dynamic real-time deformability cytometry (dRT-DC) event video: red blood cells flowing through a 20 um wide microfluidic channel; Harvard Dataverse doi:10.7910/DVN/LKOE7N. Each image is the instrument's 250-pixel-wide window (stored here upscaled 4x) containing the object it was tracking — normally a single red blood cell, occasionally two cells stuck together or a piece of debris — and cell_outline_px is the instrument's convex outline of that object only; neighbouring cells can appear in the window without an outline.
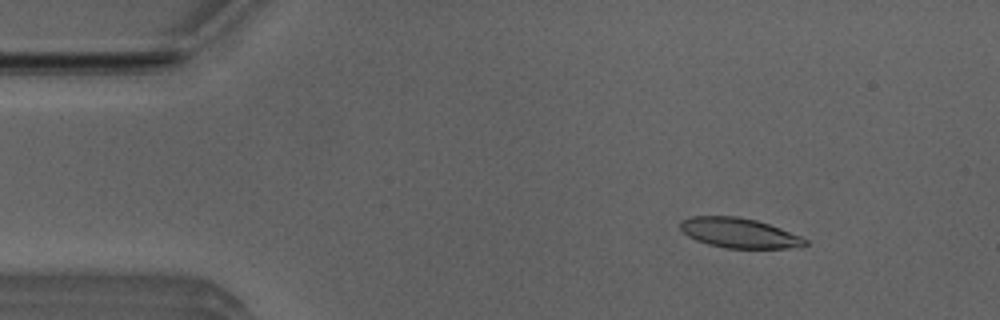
{"species": "Egyptian fruit bat (a non-hibernating species)", "species_latin": "Rousettus aegyptiacus", "temperature_condition": "room temperature", "stored_images_in_passage": 51, "camera_frame_rate_fps": 3000, "um_per_image_px": 0.085, "animal": {"sex": "male"}, "frame": {"image": 1, "passage_image": 6, "time_ms": 1.667, "image_size_px": [1000, 320], "cell_outline_px": [[808, 244], [804, 248], [724, 248], [708, 244], [696, 240], [688, 236], [680, 228], [680, 220], [692, 216], [736, 216], [756, 220], [780, 228], [800, 236], [808, 240]], "centroid_in_image_um": [62.85, 19.81], "position_along_channel_um": 22.2, "area_um2": 21.85}}
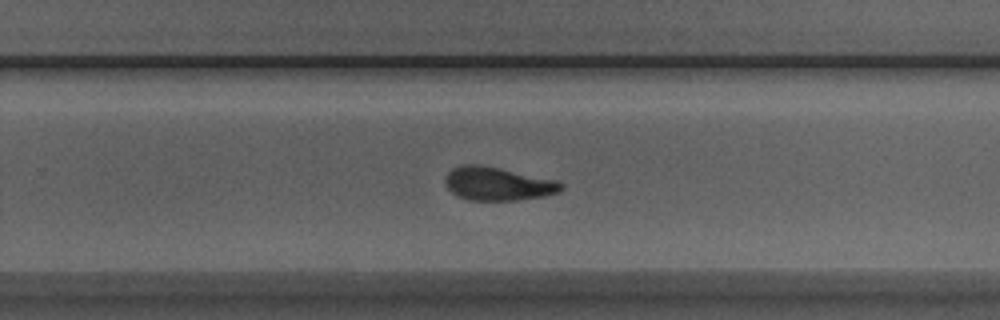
{"frame": {"image": 2, "passage_image": 32, "time_ms": 10.333, "image_size_px": [1000, 320], "cell_outline_px": [[564, 188], [560, 192], [544, 196], [516, 200], [468, 200], [452, 192], [444, 184], [444, 176], [452, 168], [464, 164], [476, 164], [500, 168], [556, 180], [564, 184]], "centroid_in_image_um": [42.31, 15.61], "position_along_channel_um": 287.5, "area_um2": 22.6}}
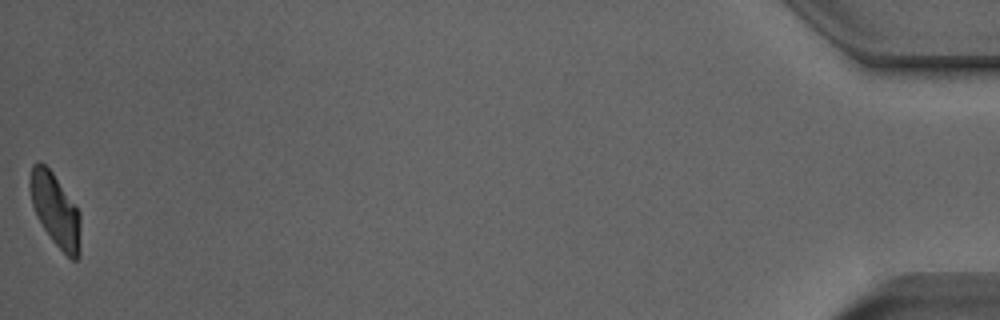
{"frame": {"image": 3, "passage_image": 51, "time_ms": 16.667, "image_size_px": [1000, 320], "cell_outline_px": [[80, 256], [76, 260], [72, 260], [52, 240], [44, 228], [32, 204], [28, 184], [28, 180], [32, 164], [40, 160], [52, 172], [80, 212]], "centroid_in_image_um": [4.7, 17.83], "position_along_channel_um": 430.5, "area_um2": 21.39}, "authors_computed_cell_mechanics": {"area_um2": 22.3686, "velocity_mm_per_s": 3.9217, "shape_relaxation_time_tau1_ms": 5.2999, "shape_relaxation_time_tau2_ms": 2.449, "deformation_change_tau1": 0.1658, "deformation_change_tau2": 0.0937}}